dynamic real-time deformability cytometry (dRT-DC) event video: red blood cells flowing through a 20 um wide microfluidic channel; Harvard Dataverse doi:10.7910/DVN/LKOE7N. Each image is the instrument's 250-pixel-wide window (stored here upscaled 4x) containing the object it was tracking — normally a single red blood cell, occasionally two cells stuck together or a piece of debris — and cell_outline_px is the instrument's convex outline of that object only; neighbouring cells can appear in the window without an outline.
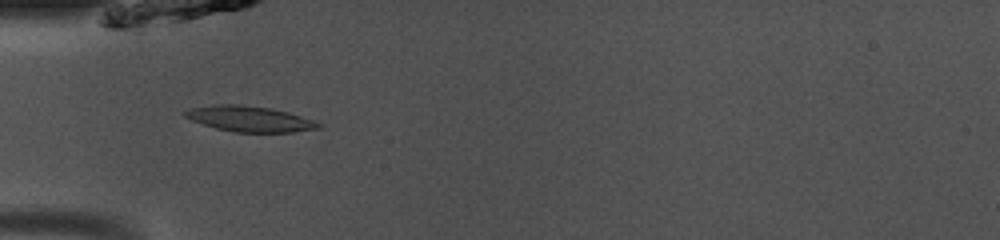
{"species": "common noctule bat (a hibernating species)", "species_latin": "Nyctalus noctula", "temperature_condition": "room temperature", "stored_images_in_passage": 34, "camera_frame_rate_fps": 3000, "um_per_image_px": 0.085, "animal": {"sex": "male", "body_mass_g": 13.0, "forearm_length_mm": 53.1}, "frame": {"image": 1, "passage_image": 1, "time_ms": 0.0, "image_size_px": [1000, 240], "cell_outline_px": [[324, 124], [320, 128], [292, 132], [236, 132], [216, 128], [192, 120], [184, 116], [180, 112], [192, 108], [216, 104], [236, 104], [272, 108], [288, 112], [316, 120]], "centroid_in_image_um": [21.26, 10.1], "position_along_channel_um": 63.7, "area_um2": 20.0}}
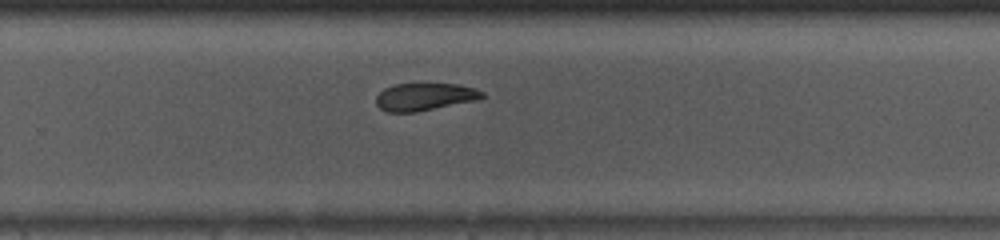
{"frame": {"image": 2, "passage_image": 18, "time_ms": 5.667, "image_size_px": [1000, 240], "cell_outline_px": [[484, 96], [480, 100], [416, 112], [388, 112], [380, 108], [376, 104], [376, 96], [384, 88], [396, 84], [460, 84], [476, 88], [484, 92]], "centroid_in_image_um": [36.14, 8.23], "position_along_channel_um": 293.7, "area_um2": 17.17}}
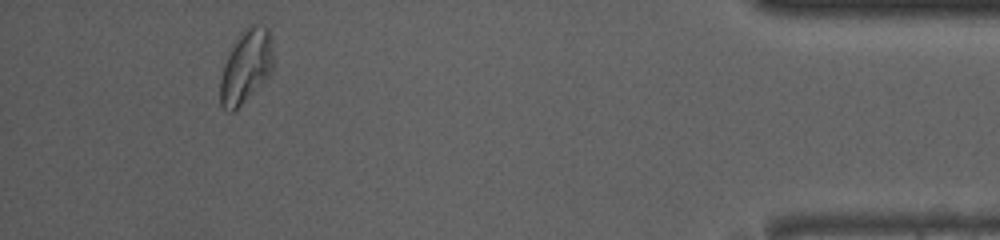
{"frame": {"image": 3, "passage_image": 31, "time_ms": 10.0, "image_size_px": [1000, 240], "cell_outline_px": [[272, 72], [232, 112], [228, 112], [220, 104], [220, 80], [224, 64], [240, 32], [244, 28], [252, 24], [256, 24], [268, 28], [272, 40]], "centroid_in_image_um": [20.91, 5.61], "position_along_channel_um": 414.3, "area_um2": 22.14}, "authors_computed_cell_mechanics": {"area_um2": 18.5249, "velocity_mm_per_s": 4.0712, "shape_relaxation_time_tau1_ms": 5.7521, "shape_relaxation_time_tau2_ms": 2.9098, "deformation_change_tau1": 0.1442, "deformation_change_tau2": 0.0593}}